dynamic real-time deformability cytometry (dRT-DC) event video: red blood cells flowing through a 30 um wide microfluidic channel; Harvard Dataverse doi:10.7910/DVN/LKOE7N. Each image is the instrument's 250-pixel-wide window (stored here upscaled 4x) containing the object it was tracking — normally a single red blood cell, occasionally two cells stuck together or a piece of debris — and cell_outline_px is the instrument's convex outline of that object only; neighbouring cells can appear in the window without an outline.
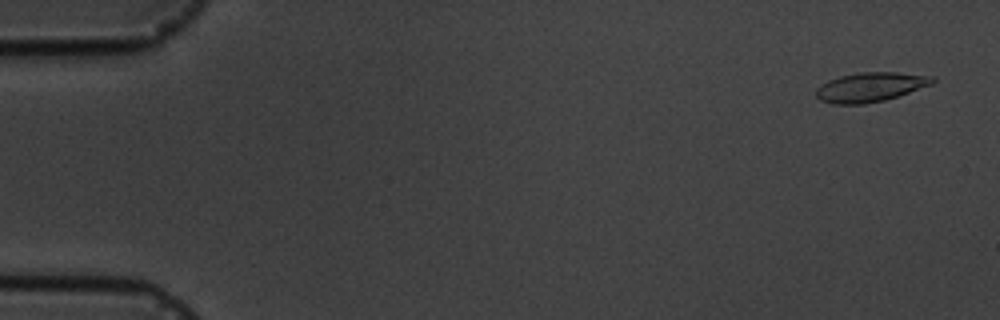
{"species": "common noctule bat (a hibernating species)", "species_latin": "Nyctalus noctula", "temperature_condition": "cold", "stored_images_in_passage": 5, "camera_frame_rate_fps": 3000, "um_per_image_px": 0.085, "animal": {"sex": "male", "body_mass_g": 19.5, "forearm_length_mm": 54.6}, "frame": {"image": 1, "passage_image": 1, "time_ms": 0.0, "image_size_px": [1000, 320], "cell_outline_px": [[936, 80], [932, 84], [884, 100], [864, 104], [832, 104], [820, 100], [816, 96], [816, 88], [820, 84], [828, 80], [840, 76], [860, 72], [896, 72], [936, 76]], "centroid_in_image_um": [73.96, 7.39], "position_along_channel_um": 11.0, "area_um2": 19.94}}
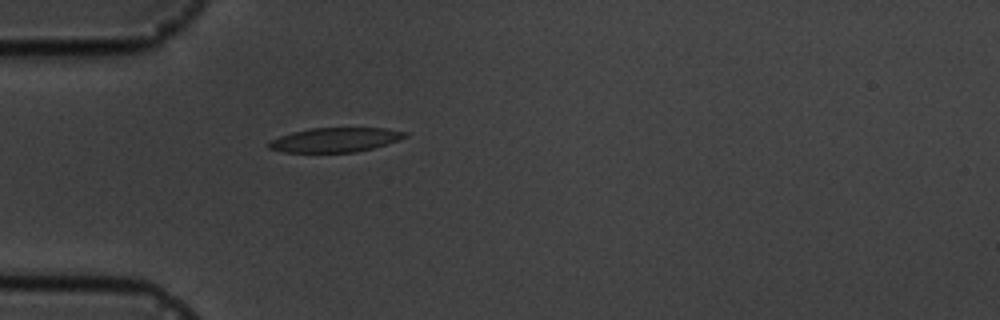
{"frame": {"image": 2, "passage_image": 5, "time_ms": 4.667, "image_size_px": [1000, 320], "cell_outline_px": [[408, 136], [372, 148], [356, 152], [284, 152], [268, 148], [268, 144], [272, 140], [280, 136], [292, 132], [308, 128], [384, 128], [408, 132]], "centroid_in_image_um": [28.47, 11.88], "position_along_channel_um": 56.5, "area_um2": 19.13}}